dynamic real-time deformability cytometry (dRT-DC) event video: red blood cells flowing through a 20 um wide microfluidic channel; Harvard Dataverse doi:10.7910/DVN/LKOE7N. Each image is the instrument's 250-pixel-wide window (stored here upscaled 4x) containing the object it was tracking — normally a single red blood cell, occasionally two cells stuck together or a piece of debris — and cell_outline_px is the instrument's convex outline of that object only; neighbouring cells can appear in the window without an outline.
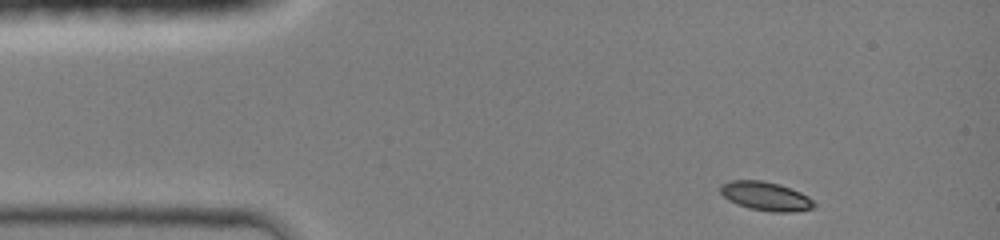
{"species": "common noctule bat (a hibernating species)", "species_latin": "Nyctalus noctula", "temperature_condition": "room temperature", "stored_images_in_passage": 38, "camera_frame_rate_fps": 3000, "um_per_image_px": 0.085, "animal": {"sex": "female", "body_mass_g": 19.0, "forearm_length_mm": 51.5}, "frame": {"image": 1, "passage_image": 1, "time_ms": 0.0, "image_size_px": [1000, 240], "cell_outline_px": [[816, 204], [812, 208], [788, 212], [772, 212], [748, 208], [736, 204], [728, 200], [720, 192], [720, 184], [732, 180], [764, 180], [780, 184], [800, 192], [808, 196]], "centroid_in_image_um": [65.05, 16.66], "position_along_channel_um": 19.9, "area_um2": 15.78}}
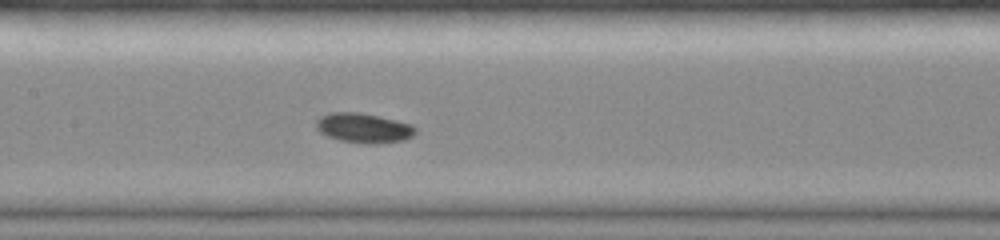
{"frame": {"image": 2, "passage_image": 17, "time_ms": 5.333, "image_size_px": [1000, 240], "cell_outline_px": [[416, 132], [412, 136], [404, 140], [376, 144], [364, 144], [340, 140], [328, 136], [320, 132], [316, 128], [316, 120], [320, 116], [328, 112], [360, 112], [396, 120], [412, 124], [416, 128]], "centroid_in_image_um": [30.9, 10.87], "position_along_channel_um": 176.5, "area_um2": 17.34}}
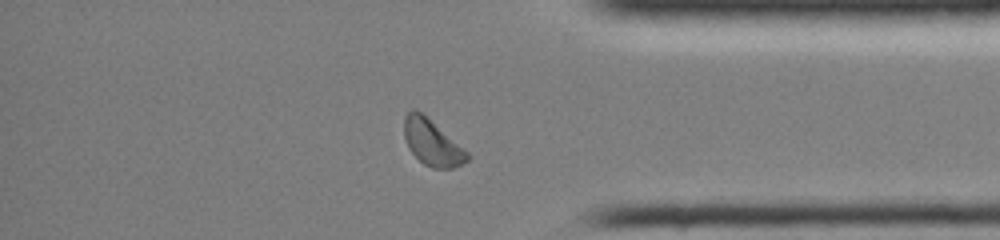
{"frame": {"image": 3, "passage_image": 33, "time_ms": 10.667, "image_size_px": [1000, 240], "cell_outline_px": [[472, 156], [468, 160], [452, 168], [432, 168], [424, 164], [408, 148], [404, 136], [404, 116], [412, 108], [420, 112], [468, 152]], "centroid_in_image_um": [36.71, 12.13], "position_along_channel_um": 398.5, "area_um2": 16.47}, "authors_computed_cell_mechanics": {"area_um2": 16.4441, "velocity_mm_per_s": 4.2528, "shape_relaxation_time_tau1_ms": 1.491, "shape_relaxation_time_tau2_ms": null, "deformation_change_tau1": 0.0761, "deformation_change_tau2": null}}